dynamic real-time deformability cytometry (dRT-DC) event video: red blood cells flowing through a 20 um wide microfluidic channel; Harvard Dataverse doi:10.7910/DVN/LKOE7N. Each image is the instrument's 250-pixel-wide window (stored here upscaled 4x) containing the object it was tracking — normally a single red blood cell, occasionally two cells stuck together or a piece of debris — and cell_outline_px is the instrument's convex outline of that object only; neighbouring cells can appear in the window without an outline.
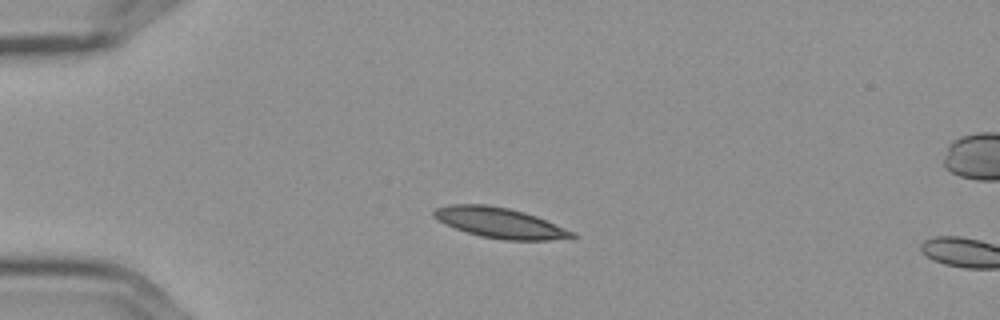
{"species": "Egyptian fruit bat (a non-hibernating species)", "species_latin": "Rousettus aegyptiacus", "temperature_condition": "cold", "stored_images_in_passage": 4, "camera_frame_rate_fps": 3000, "um_per_image_px": 0.085, "frame": {"image": 1, "passage_image": 3, "time_ms": 0.667, "image_size_px": [1000, 320], "cell_outline_px": [[580, 236], [576, 240], [504, 240], [480, 236], [444, 224], [432, 216], [432, 212], [436, 208], [448, 204], [488, 204], [508, 208], [524, 212], [536, 216], [576, 232]], "centroid_in_image_um": [42.58, 18.96], "position_along_channel_um": 42.4, "area_um2": 24.91}}